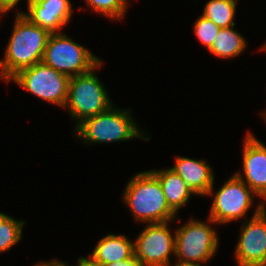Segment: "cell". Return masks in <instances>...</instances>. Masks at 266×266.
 <instances>
[{"mask_svg": "<svg viewBox=\"0 0 266 266\" xmlns=\"http://www.w3.org/2000/svg\"><path fill=\"white\" fill-rule=\"evenodd\" d=\"M50 34L17 13L4 59L0 60V80L8 83L19 71L40 63Z\"/></svg>", "mask_w": 266, "mask_h": 266, "instance_id": "1", "label": "cell"}, {"mask_svg": "<svg viewBox=\"0 0 266 266\" xmlns=\"http://www.w3.org/2000/svg\"><path fill=\"white\" fill-rule=\"evenodd\" d=\"M122 201L140 223L170 222L177 216L168 205L158 178L150 170L139 172L130 179Z\"/></svg>", "mask_w": 266, "mask_h": 266, "instance_id": "2", "label": "cell"}, {"mask_svg": "<svg viewBox=\"0 0 266 266\" xmlns=\"http://www.w3.org/2000/svg\"><path fill=\"white\" fill-rule=\"evenodd\" d=\"M139 128L130 109L121 110L112 105L105 112L86 118L73 131L76 138H82L88 145L129 141L133 138L149 141L150 137H145Z\"/></svg>", "mask_w": 266, "mask_h": 266, "instance_id": "3", "label": "cell"}, {"mask_svg": "<svg viewBox=\"0 0 266 266\" xmlns=\"http://www.w3.org/2000/svg\"><path fill=\"white\" fill-rule=\"evenodd\" d=\"M102 63L101 61L87 73L70 77L68 98L64 108H68L70 116L76 119L75 127L86 118L105 112L114 105L95 72Z\"/></svg>", "mask_w": 266, "mask_h": 266, "instance_id": "4", "label": "cell"}, {"mask_svg": "<svg viewBox=\"0 0 266 266\" xmlns=\"http://www.w3.org/2000/svg\"><path fill=\"white\" fill-rule=\"evenodd\" d=\"M102 60L62 32L51 33L42 63L69 77L87 73Z\"/></svg>", "mask_w": 266, "mask_h": 266, "instance_id": "5", "label": "cell"}, {"mask_svg": "<svg viewBox=\"0 0 266 266\" xmlns=\"http://www.w3.org/2000/svg\"><path fill=\"white\" fill-rule=\"evenodd\" d=\"M209 223L190 219L175 231V255L179 263H207L218 250L219 239L214 227V220Z\"/></svg>", "mask_w": 266, "mask_h": 266, "instance_id": "6", "label": "cell"}, {"mask_svg": "<svg viewBox=\"0 0 266 266\" xmlns=\"http://www.w3.org/2000/svg\"><path fill=\"white\" fill-rule=\"evenodd\" d=\"M10 81L50 104L66 105L70 77L42 62L19 71Z\"/></svg>", "mask_w": 266, "mask_h": 266, "instance_id": "7", "label": "cell"}, {"mask_svg": "<svg viewBox=\"0 0 266 266\" xmlns=\"http://www.w3.org/2000/svg\"><path fill=\"white\" fill-rule=\"evenodd\" d=\"M213 191L214 183L207 193V195H215L209 218L214 220L218 225L230 223L246 217L249 209L253 205L254 196L258 197V195L235 174L231 175L217 192Z\"/></svg>", "mask_w": 266, "mask_h": 266, "instance_id": "8", "label": "cell"}, {"mask_svg": "<svg viewBox=\"0 0 266 266\" xmlns=\"http://www.w3.org/2000/svg\"><path fill=\"white\" fill-rule=\"evenodd\" d=\"M265 207L266 204L260 201L250 220H245L240 228L239 241L234 251L238 266L266 265Z\"/></svg>", "mask_w": 266, "mask_h": 266, "instance_id": "9", "label": "cell"}, {"mask_svg": "<svg viewBox=\"0 0 266 266\" xmlns=\"http://www.w3.org/2000/svg\"><path fill=\"white\" fill-rule=\"evenodd\" d=\"M169 222L146 224L134 241V256L144 266H168L171 253L175 255V232Z\"/></svg>", "mask_w": 266, "mask_h": 266, "instance_id": "10", "label": "cell"}, {"mask_svg": "<svg viewBox=\"0 0 266 266\" xmlns=\"http://www.w3.org/2000/svg\"><path fill=\"white\" fill-rule=\"evenodd\" d=\"M242 149L241 171L235 172L261 201L266 202V146L258 140L252 133L245 136Z\"/></svg>", "mask_w": 266, "mask_h": 266, "instance_id": "11", "label": "cell"}, {"mask_svg": "<svg viewBox=\"0 0 266 266\" xmlns=\"http://www.w3.org/2000/svg\"><path fill=\"white\" fill-rule=\"evenodd\" d=\"M27 13H22L32 23L50 33L61 32L71 20L73 8L70 0H28Z\"/></svg>", "mask_w": 266, "mask_h": 266, "instance_id": "12", "label": "cell"}, {"mask_svg": "<svg viewBox=\"0 0 266 266\" xmlns=\"http://www.w3.org/2000/svg\"><path fill=\"white\" fill-rule=\"evenodd\" d=\"M172 169L178 174L193 191L199 196L207 195L213 186V168L205 160H196L189 157L176 156Z\"/></svg>", "mask_w": 266, "mask_h": 266, "instance_id": "13", "label": "cell"}, {"mask_svg": "<svg viewBox=\"0 0 266 266\" xmlns=\"http://www.w3.org/2000/svg\"><path fill=\"white\" fill-rule=\"evenodd\" d=\"M133 255L134 242L124 234L110 233L98 241L88 258L96 264L105 265L131 258Z\"/></svg>", "mask_w": 266, "mask_h": 266, "instance_id": "14", "label": "cell"}, {"mask_svg": "<svg viewBox=\"0 0 266 266\" xmlns=\"http://www.w3.org/2000/svg\"><path fill=\"white\" fill-rule=\"evenodd\" d=\"M150 171L158 178L166 201L176 214L189 202L190 197L195 195L186 182L172 169Z\"/></svg>", "mask_w": 266, "mask_h": 266, "instance_id": "15", "label": "cell"}, {"mask_svg": "<svg viewBox=\"0 0 266 266\" xmlns=\"http://www.w3.org/2000/svg\"><path fill=\"white\" fill-rule=\"evenodd\" d=\"M247 45L245 38L234 29V26L220 28L209 52L223 59L235 58L243 53Z\"/></svg>", "mask_w": 266, "mask_h": 266, "instance_id": "16", "label": "cell"}, {"mask_svg": "<svg viewBox=\"0 0 266 266\" xmlns=\"http://www.w3.org/2000/svg\"><path fill=\"white\" fill-rule=\"evenodd\" d=\"M238 0H209L202 16L214 22L220 28L235 26L234 17Z\"/></svg>", "mask_w": 266, "mask_h": 266, "instance_id": "17", "label": "cell"}, {"mask_svg": "<svg viewBox=\"0 0 266 266\" xmlns=\"http://www.w3.org/2000/svg\"><path fill=\"white\" fill-rule=\"evenodd\" d=\"M24 220L15 218L0 212V253L10 250L16 243L22 240Z\"/></svg>", "mask_w": 266, "mask_h": 266, "instance_id": "18", "label": "cell"}, {"mask_svg": "<svg viewBox=\"0 0 266 266\" xmlns=\"http://www.w3.org/2000/svg\"><path fill=\"white\" fill-rule=\"evenodd\" d=\"M129 0H85L86 5L95 13L103 16L121 20L128 9Z\"/></svg>", "mask_w": 266, "mask_h": 266, "instance_id": "19", "label": "cell"}, {"mask_svg": "<svg viewBox=\"0 0 266 266\" xmlns=\"http://www.w3.org/2000/svg\"><path fill=\"white\" fill-rule=\"evenodd\" d=\"M220 27L204 16H199L194 24V33L199 41L209 50L217 36Z\"/></svg>", "mask_w": 266, "mask_h": 266, "instance_id": "20", "label": "cell"}, {"mask_svg": "<svg viewBox=\"0 0 266 266\" xmlns=\"http://www.w3.org/2000/svg\"><path fill=\"white\" fill-rule=\"evenodd\" d=\"M103 266H144L134 255L131 258L116 261Z\"/></svg>", "mask_w": 266, "mask_h": 266, "instance_id": "21", "label": "cell"}, {"mask_svg": "<svg viewBox=\"0 0 266 266\" xmlns=\"http://www.w3.org/2000/svg\"><path fill=\"white\" fill-rule=\"evenodd\" d=\"M20 0H0V14H6L13 9Z\"/></svg>", "mask_w": 266, "mask_h": 266, "instance_id": "22", "label": "cell"}, {"mask_svg": "<svg viewBox=\"0 0 266 266\" xmlns=\"http://www.w3.org/2000/svg\"><path fill=\"white\" fill-rule=\"evenodd\" d=\"M35 266H69L68 264H66L65 262H62V261H59V260H49V261H46V262H40L38 263L37 265ZM72 266V265H70Z\"/></svg>", "mask_w": 266, "mask_h": 266, "instance_id": "23", "label": "cell"}, {"mask_svg": "<svg viewBox=\"0 0 266 266\" xmlns=\"http://www.w3.org/2000/svg\"><path fill=\"white\" fill-rule=\"evenodd\" d=\"M76 266H103V265L96 264L91 259L81 256L78 259V263Z\"/></svg>", "mask_w": 266, "mask_h": 266, "instance_id": "24", "label": "cell"}, {"mask_svg": "<svg viewBox=\"0 0 266 266\" xmlns=\"http://www.w3.org/2000/svg\"><path fill=\"white\" fill-rule=\"evenodd\" d=\"M168 266H201V264H190V263H179L175 262L174 265H168Z\"/></svg>", "mask_w": 266, "mask_h": 266, "instance_id": "25", "label": "cell"}, {"mask_svg": "<svg viewBox=\"0 0 266 266\" xmlns=\"http://www.w3.org/2000/svg\"><path fill=\"white\" fill-rule=\"evenodd\" d=\"M263 119L265 120V122H266V110L265 111H263Z\"/></svg>", "mask_w": 266, "mask_h": 266, "instance_id": "26", "label": "cell"}, {"mask_svg": "<svg viewBox=\"0 0 266 266\" xmlns=\"http://www.w3.org/2000/svg\"><path fill=\"white\" fill-rule=\"evenodd\" d=\"M260 50H264V51H266V43L261 47V49Z\"/></svg>", "mask_w": 266, "mask_h": 266, "instance_id": "27", "label": "cell"}]
</instances>
